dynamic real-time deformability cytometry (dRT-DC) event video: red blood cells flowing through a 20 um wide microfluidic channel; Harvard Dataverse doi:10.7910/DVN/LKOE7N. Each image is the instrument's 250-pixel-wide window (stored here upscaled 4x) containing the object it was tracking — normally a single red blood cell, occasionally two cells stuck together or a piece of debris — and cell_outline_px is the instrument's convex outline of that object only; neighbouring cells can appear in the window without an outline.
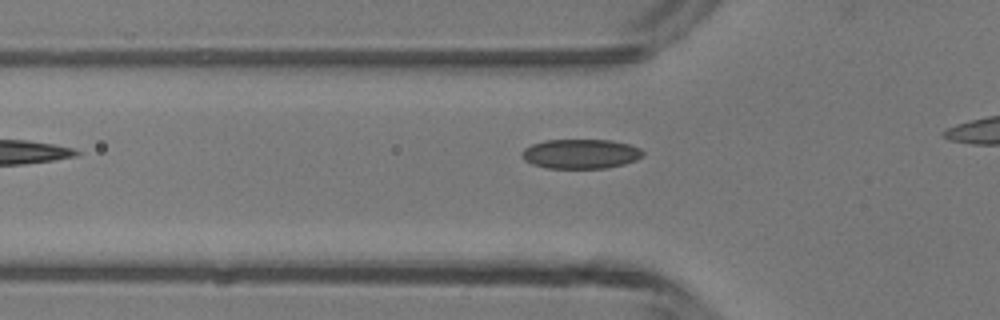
{"species": "common noctule bat (a hibernating species)", "species_latin": "Nyctalus noctula", "temperature_condition": "room temperature", "stored_images_in_passage": 25, "camera_frame_rate_fps": 3000, "um_per_image_px": 0.085, "animal": {"sex": "male", "body_mass_g": 13.3}, "frame": {"image": 1, "passage_image": 2, "time_ms": 0.333, "image_size_px": [1000, 320], "cell_outline_px": [[644, 156], [636, 160], [624, 164], [608, 168], [548, 168], [532, 164], [524, 160], [520, 156], [520, 152], [524, 148], [532, 144], [544, 140], [612, 140], [628, 144], [640, 148], [644, 152]], "centroid_in_image_um": [49.35, 13.08], "position_along_channel_um": 76.5, "area_um2": 21.04}}
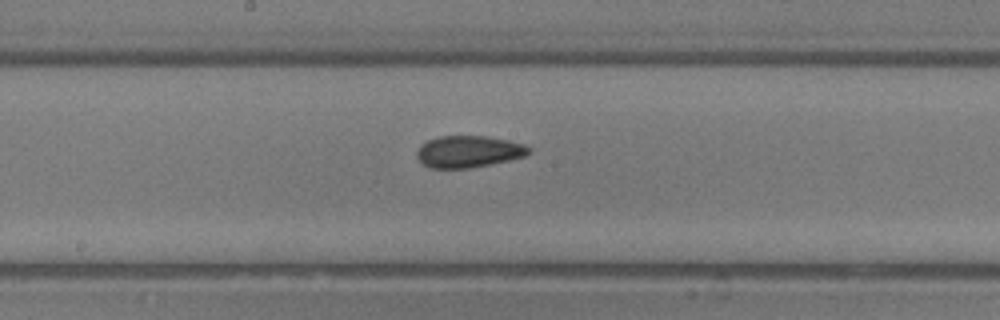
{"frame": {"image": 2, "passage_image": 11, "time_ms": 3.333, "image_size_px": [1000, 320], "cell_outline_px": [[532, 152], [524, 156], [508, 160], [468, 168], [428, 168], [420, 164], [416, 156], [416, 152], [420, 144], [428, 140], [440, 136], [484, 136], [508, 140], [524, 144], [532, 148]], "centroid_in_image_um": [39.79, 12.88], "position_along_channel_um": 208.4, "area_um2": 20.87}}
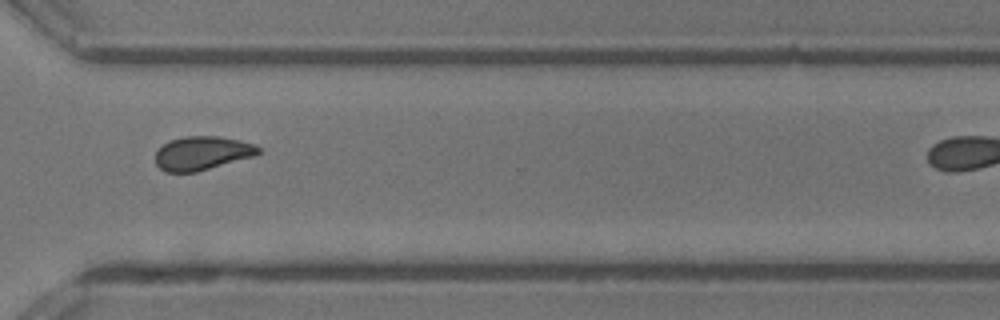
{"frame": {"image": 3, "passage_image": 21, "time_ms": 6.667, "image_size_px": [1000, 320], "cell_outline_px": [[260, 152], [252, 156], [196, 172], [164, 172], [156, 164], [156, 152], [168, 140], [184, 136], [220, 136], [240, 140], [256, 144], [260, 148]], "centroid_in_image_um": [17.17, 13.0], "position_along_channel_um": 353.4, "area_um2": 20.17}}